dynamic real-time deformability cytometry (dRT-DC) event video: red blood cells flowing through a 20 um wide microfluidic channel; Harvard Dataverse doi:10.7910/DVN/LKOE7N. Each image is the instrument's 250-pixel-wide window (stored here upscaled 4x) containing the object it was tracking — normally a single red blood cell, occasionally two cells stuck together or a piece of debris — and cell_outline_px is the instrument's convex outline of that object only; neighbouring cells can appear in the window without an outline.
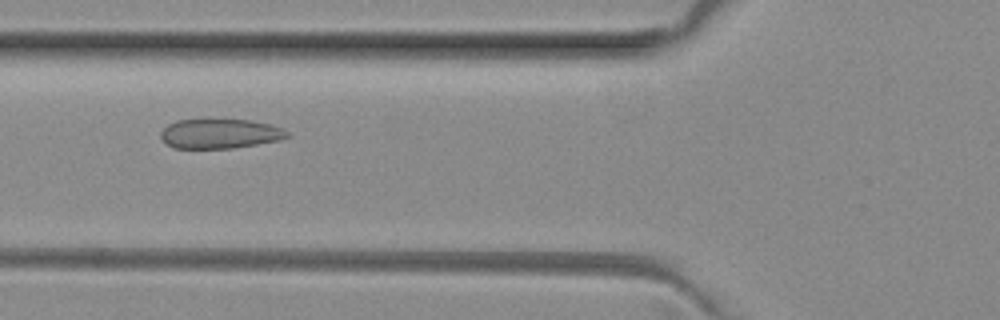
{"species": "common noctule bat (a hibernating species)", "species_latin": "Nyctalus noctula", "temperature_condition": "room temperature", "stored_images_in_passage": 34, "camera_frame_rate_fps": 3000, "um_per_image_px": 0.085, "animal": {"sex": "female", "body_mass_g": 29.2, "forearm_length_mm": 56.3}, "frame": {"image": 1, "passage_image": 4, "time_ms": 1.0, "image_size_px": [1000, 320], "cell_outline_px": [[292, 136], [280, 140], [232, 148], [172, 148], [160, 136], [160, 132], [168, 124], [176, 120], [248, 120], [268, 124], [280, 128], [288, 132]], "centroid_in_image_um": [18.69, 11.37], "position_along_channel_um": 107.1, "area_um2": 21.56}}
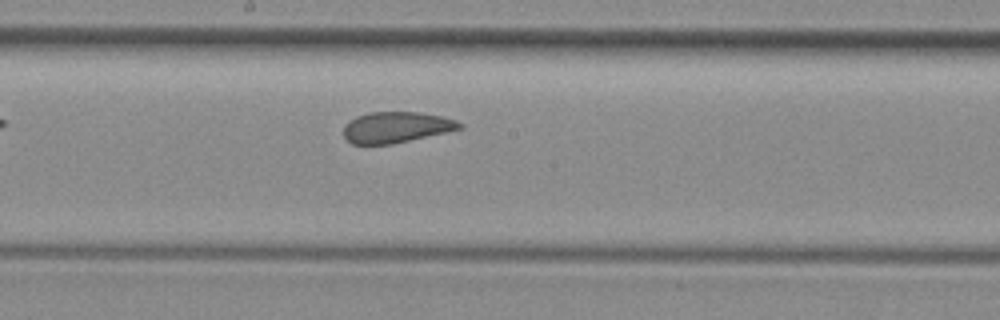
{"frame": {"image": 2, "passage_image": 12, "time_ms": 3.667, "image_size_px": [1000, 320], "cell_outline_px": [[464, 128], [392, 144], [352, 144], [344, 136], [344, 124], [348, 120], [356, 116], [368, 112], [420, 112], [444, 116], [456, 120], [464, 124]], "centroid_in_image_um": [33.69, 10.8], "position_along_channel_um": 214.5, "area_um2": 21.1}}
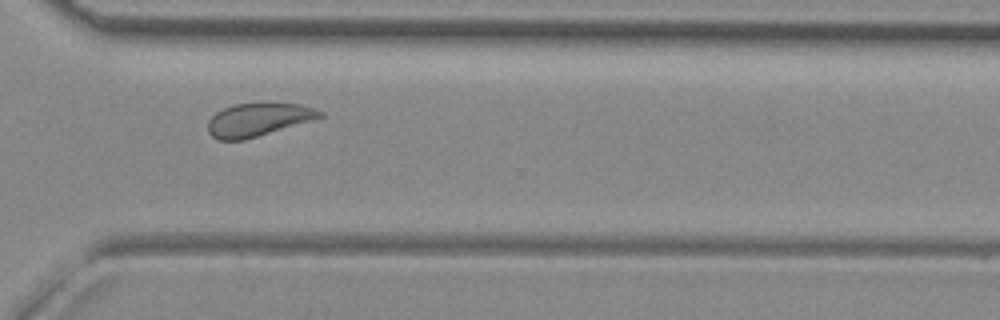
{"frame": {"image": 3, "passage_image": 22, "time_ms": 7.0, "image_size_px": [1000, 320], "cell_outline_px": [[324, 116], [316, 120], [244, 140], [220, 140], [212, 136], [208, 132], [208, 120], [216, 112], [232, 104], [300, 104], [316, 108], [324, 112]], "centroid_in_image_um": [21.99, 10.18], "position_along_channel_um": 348.6, "area_um2": 21.68}, "authors_computed_cell_mechanics": {"area_um2": 22.1374, "velocity_mm_per_s": 4.0266, "shape_relaxation_time_tau1_ms": null, "shape_relaxation_time_tau2_ms": 1.0687, "deformation_change_tau1": null, "deformation_change_tau2": 0.0418}}